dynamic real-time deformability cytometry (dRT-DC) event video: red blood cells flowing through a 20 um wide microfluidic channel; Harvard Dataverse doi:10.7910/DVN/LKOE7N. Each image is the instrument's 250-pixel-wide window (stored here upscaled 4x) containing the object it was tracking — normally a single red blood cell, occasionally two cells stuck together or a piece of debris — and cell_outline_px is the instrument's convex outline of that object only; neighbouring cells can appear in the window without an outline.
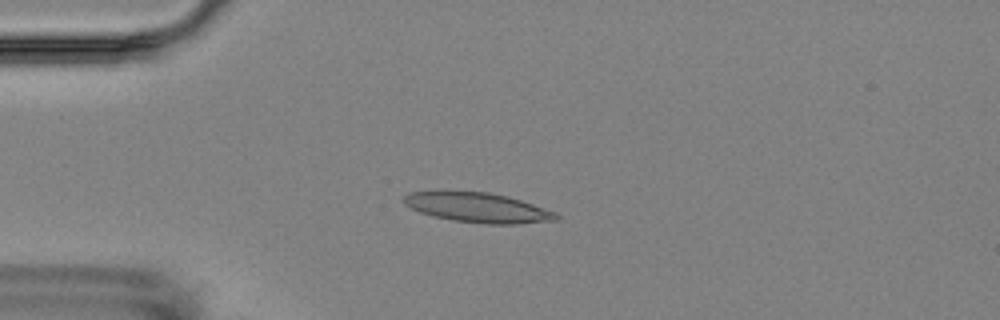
{"species": "Egyptian fruit bat (a non-hibernating species)", "species_latin": "Rousettus aegyptiacus", "temperature_condition": "room temperature", "stored_images_in_passage": 10, "camera_frame_rate_fps": 3000, "um_per_image_px": 0.085, "animal": {"sex": "female"}, "frame": {"image": 1, "passage_image": 4, "time_ms": 3.333, "image_size_px": [1000, 320], "cell_outline_px": [[560, 220], [516, 224], [484, 224], [452, 220], [432, 216], [420, 212], [404, 204], [404, 196], [408, 192], [488, 192], [508, 196], [556, 212], [560, 216]], "centroid_in_image_um": [40.66, 17.66], "position_along_channel_um": 44.3, "area_um2": 26.24}}
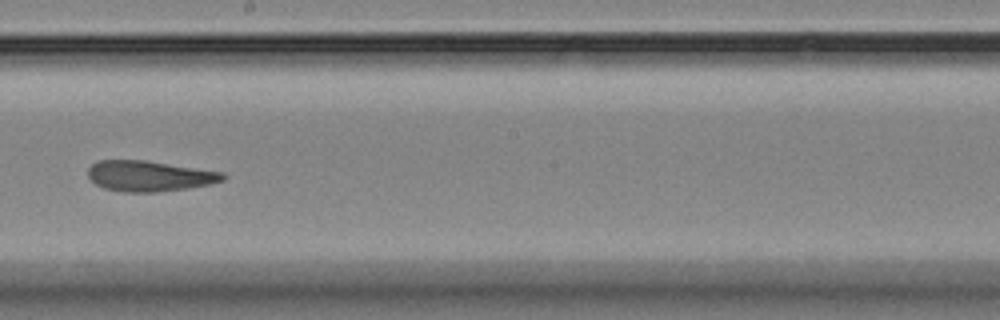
{"frame": {"image": 2, "passage_image": 9, "time_ms": 9.333, "image_size_px": [1000, 320], "cell_outline_px": [[224, 180], [208, 184], [188, 188], [156, 192], [124, 192], [104, 188], [96, 184], [88, 176], [88, 168], [92, 164], [100, 160], [144, 160], [224, 172]], "centroid_in_image_um": [12.67, 14.96], "position_along_channel_um": 235.5, "area_um2": 23.87}}
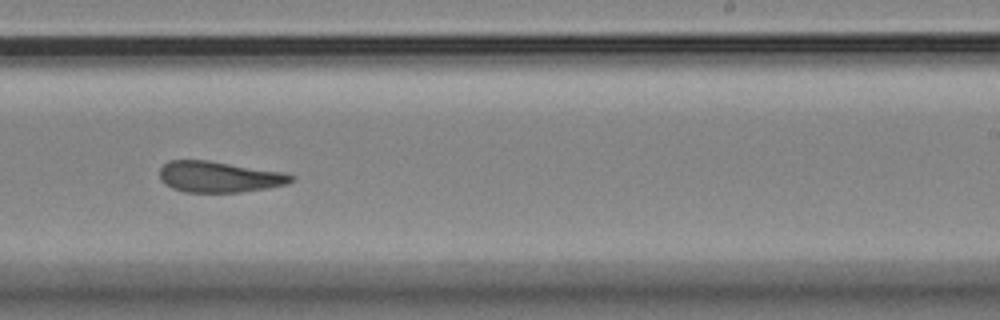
{"frame": {"image": 3, "passage_image": 10, "time_ms": 10.333, "image_size_px": [1000, 320], "cell_outline_px": [[292, 180], [288, 184], [268, 188], [240, 192], [184, 192], [172, 188], [164, 184], [160, 180], [160, 168], [168, 160], [208, 160], [280, 172], [292, 176]], "centroid_in_image_um": [18.55, 15.04], "position_along_channel_um": 270.4, "area_um2": 23.58}}